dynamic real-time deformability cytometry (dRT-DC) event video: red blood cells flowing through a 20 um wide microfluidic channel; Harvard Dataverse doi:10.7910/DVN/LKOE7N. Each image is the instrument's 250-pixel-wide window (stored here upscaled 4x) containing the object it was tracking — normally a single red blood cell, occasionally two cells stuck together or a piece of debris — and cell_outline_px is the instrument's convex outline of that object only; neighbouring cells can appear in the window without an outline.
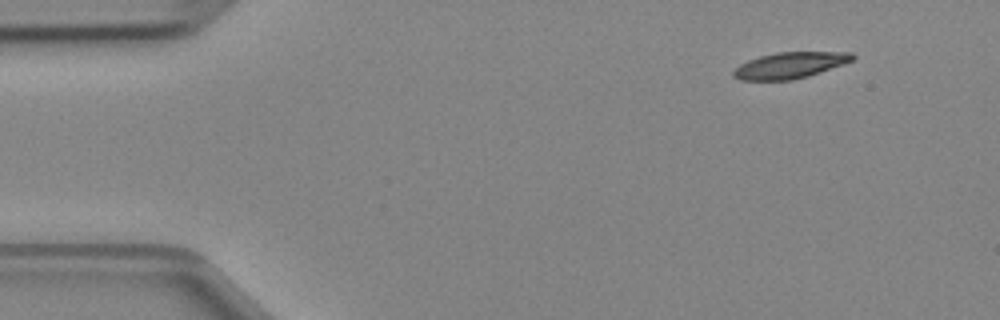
{"species": "Egyptian fruit bat (a non-hibernating species)", "species_latin": "Rousettus aegyptiacus", "temperature_condition": "cold", "stored_images_in_passage": 4, "camera_frame_rate_fps": 3000, "um_per_image_px": 0.085, "animal": {"sex": "female"}, "frame": {"image": 1, "passage_image": 1, "time_ms": 0.0, "image_size_px": [1000, 320], "cell_outline_px": [[856, 56], [852, 60], [844, 64], [808, 76], [792, 80], [740, 80], [732, 76], [732, 72], [740, 64], [748, 60], [760, 56], [776, 52], [852, 52]], "centroid_in_image_um": [67.14, 5.55], "position_along_channel_um": 17.9, "area_um2": 18.15}}
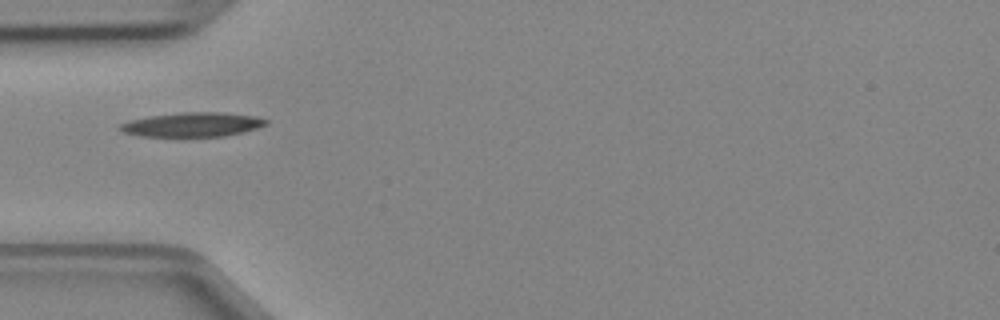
{"frame": {"image": 2, "passage_image": 4, "time_ms": 1.0, "image_size_px": [1000, 320], "cell_outline_px": [[268, 124], [244, 132], [224, 136], [184, 140], [180, 140], [140, 136], [124, 132], [116, 128], [120, 124], [128, 120], [148, 116], [180, 112], [220, 112], [252, 116], [268, 120]], "centroid_in_image_um": [16.26, 10.65], "position_along_channel_um": 68.7, "area_um2": 21.91}}